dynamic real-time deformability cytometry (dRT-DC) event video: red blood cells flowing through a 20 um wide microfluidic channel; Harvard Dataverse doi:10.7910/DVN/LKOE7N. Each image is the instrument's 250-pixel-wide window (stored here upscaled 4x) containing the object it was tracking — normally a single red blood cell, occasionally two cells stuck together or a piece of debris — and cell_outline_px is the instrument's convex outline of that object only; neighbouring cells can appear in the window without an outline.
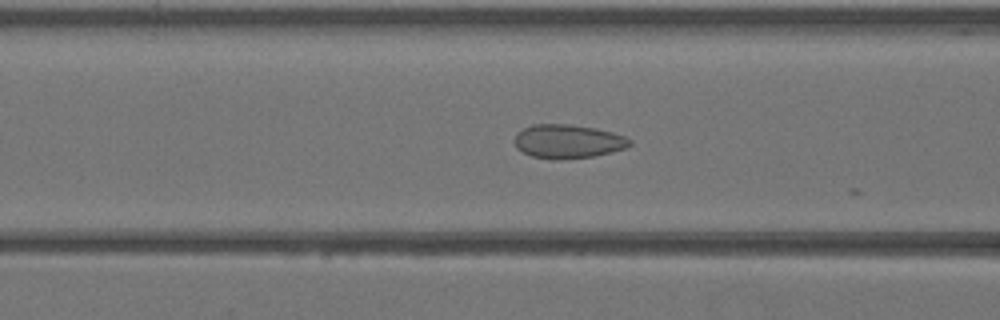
{"species": "Egyptian fruit bat (a non-hibernating species)", "species_latin": "Rousettus aegyptiacus", "temperature_condition": "warm", "stored_images_in_passage": 14, "camera_frame_rate_fps": 3000, "um_per_image_px": 0.085, "animal": {"sex": "female"}, "frame": {"image": 1, "passage_image": 11, "time_ms": 3.333, "image_size_px": [1000, 320], "cell_outline_px": [[632, 144], [624, 148], [612, 152], [592, 156], [556, 160], [532, 156], [516, 148], [516, 132], [532, 124], [568, 124], [596, 128], [612, 132], [624, 136], [632, 140]], "centroid_in_image_um": [48.28, 12.01], "position_along_channel_um": 118.3, "area_um2": 22.6}}
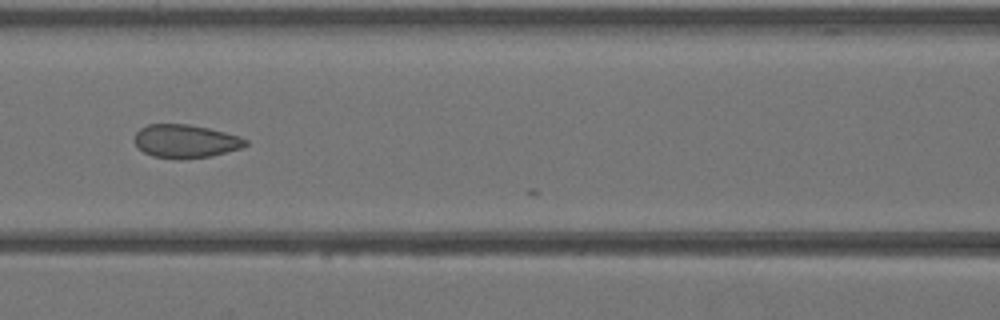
{"frame": {"image": 2, "passage_image": 13, "time_ms": 4.0, "image_size_px": [1000, 320], "cell_outline_px": [[248, 144], [240, 148], [212, 156], [180, 160], [152, 156], [144, 152], [132, 140], [136, 132], [140, 128], [148, 124], [188, 124], [208, 128], [240, 136], [248, 140]], "centroid_in_image_um": [15.75, 12.01], "position_along_channel_um": 150.8, "area_um2": 21.73}}